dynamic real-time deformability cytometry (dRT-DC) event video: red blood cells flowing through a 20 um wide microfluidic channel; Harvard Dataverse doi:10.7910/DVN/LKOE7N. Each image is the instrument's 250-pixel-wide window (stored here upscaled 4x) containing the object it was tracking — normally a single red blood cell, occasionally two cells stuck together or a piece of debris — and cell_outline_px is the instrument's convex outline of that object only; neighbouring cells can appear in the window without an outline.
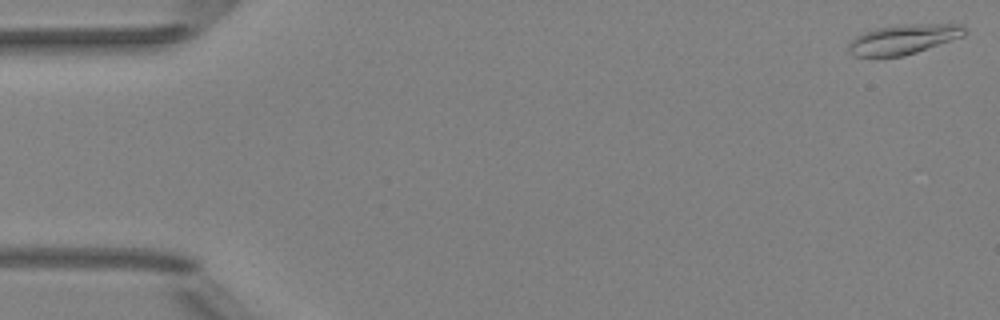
{"species": "Egyptian fruit bat (a non-hibernating species)", "species_latin": "Rousettus aegyptiacus", "temperature_condition": "room temperature", "stored_images_in_passage": 51, "camera_frame_rate_fps": 3000, "um_per_image_px": 0.085, "animal": {"sex": "female"}, "frame": {"image": 1, "passage_image": 1, "time_ms": 0.0, "image_size_px": [1000, 320], "cell_outline_px": [[964, 36], [916, 52], [900, 56], [856, 56], [848, 52], [848, 44], [856, 36], [864, 32], [876, 28], [896, 24], [964, 24]], "centroid_in_image_um": [76.77, 3.32], "position_along_channel_um": 8.2, "area_um2": 20.0}}
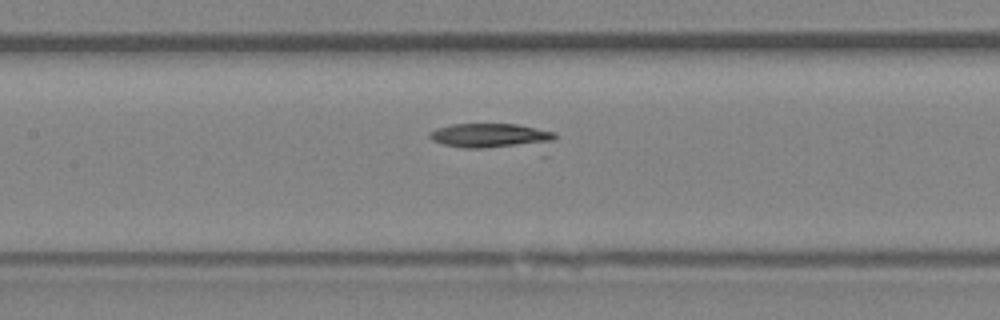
{"frame": {"image": 2, "passage_image": 24, "time_ms": 7.667, "image_size_px": [1000, 320], "cell_outline_px": [[556, 136], [548, 156], [544, 156], [464, 148], [444, 144], [432, 140], [428, 136], [428, 132], [436, 128], [452, 124], [516, 124], [556, 132]], "centroid_in_image_um": [42.19, 11.73], "position_along_channel_um": 165.2, "area_um2": 21.79}}
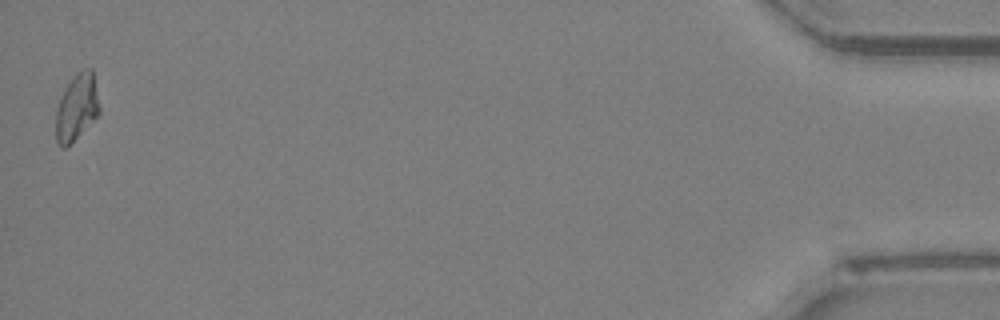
{"frame": {"image": 3, "passage_image": 51, "time_ms": 16.667, "image_size_px": [1000, 320], "cell_outline_px": [[100, 112], [64, 148], [60, 148], [56, 140], [56, 108], [60, 96], [72, 76], [76, 72], [84, 68], [92, 68], [100, 108]], "centroid_in_image_um": [6.5, 9.06], "position_along_channel_um": 428.7, "area_um2": 16.65}, "authors_computed_cell_mechanics": {"area_um2": 17.7446, "velocity_mm_per_s": 4.0042, "shape_relaxation_time_tau1_ms": 4.9239, "shape_relaxation_time_tau2_ms": null, "deformation_change_tau1": 0.138, "deformation_change_tau2": null}}